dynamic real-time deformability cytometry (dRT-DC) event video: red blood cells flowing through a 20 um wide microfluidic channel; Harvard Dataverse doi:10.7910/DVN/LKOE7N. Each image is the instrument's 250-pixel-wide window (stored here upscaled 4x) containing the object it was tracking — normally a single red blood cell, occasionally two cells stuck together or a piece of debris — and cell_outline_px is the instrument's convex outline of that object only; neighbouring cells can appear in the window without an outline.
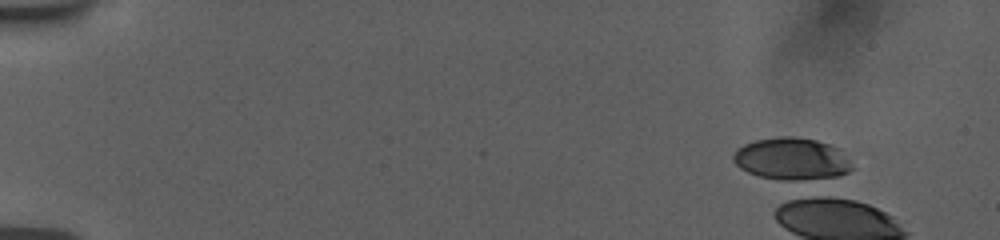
{"species": "human", "species_latin": "Homo sapiens", "temperature_condition": "room temperature", "stored_images_in_passage": 1, "camera_frame_rate_fps": 3000, "um_per_image_px": 0.085, "donor": {"sex": "female"}, "frame": {"image": 1, "passage_image": 1, "time_ms": 0.0, "image_size_px": [1000, 240], "cell_outline_px": [[856, 168], [848, 172], [828, 180], [792, 184], [788, 184], [760, 176], [748, 172], [740, 168], [732, 160], [732, 156], [736, 148], [744, 144], [756, 140], [780, 136], [796, 136], [816, 140], [840, 148]], "centroid_in_image_um": [67.35, 13.57], "position_along_channel_um": 17.6, "area_um2": 30.75}}